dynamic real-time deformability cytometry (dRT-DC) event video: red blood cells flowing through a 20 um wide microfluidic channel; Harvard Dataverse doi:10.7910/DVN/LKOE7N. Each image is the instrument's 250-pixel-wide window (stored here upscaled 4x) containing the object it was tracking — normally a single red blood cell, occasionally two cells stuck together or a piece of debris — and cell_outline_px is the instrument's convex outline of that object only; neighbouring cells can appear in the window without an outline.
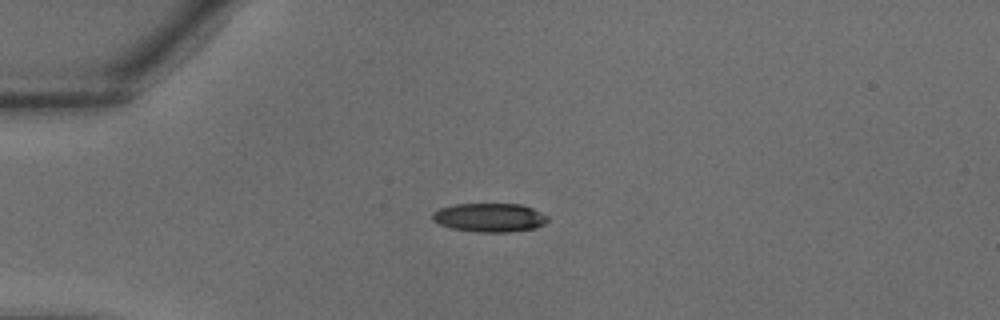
{"species": "common noctule bat (a hibernating species)", "species_latin": "Nyctalus noctula", "temperature_condition": "warm", "stored_images_in_passage": 29, "camera_frame_rate_fps": 3000, "um_per_image_px": 0.085, "animal": {"sex": "male", "body_mass_g": 18.8}, "frame": {"image": 1, "passage_image": 1, "time_ms": 0.0, "image_size_px": [1000, 320], "cell_outline_px": [[548, 220], [544, 224], [536, 228], [508, 232], [480, 232], [452, 228], [440, 224], [432, 220], [432, 212], [440, 208], [456, 204], [520, 204], [532, 208], [548, 216]], "centroid_in_image_um": [41.62, 18.49], "position_along_channel_um": 43.4, "area_um2": 19.25}}
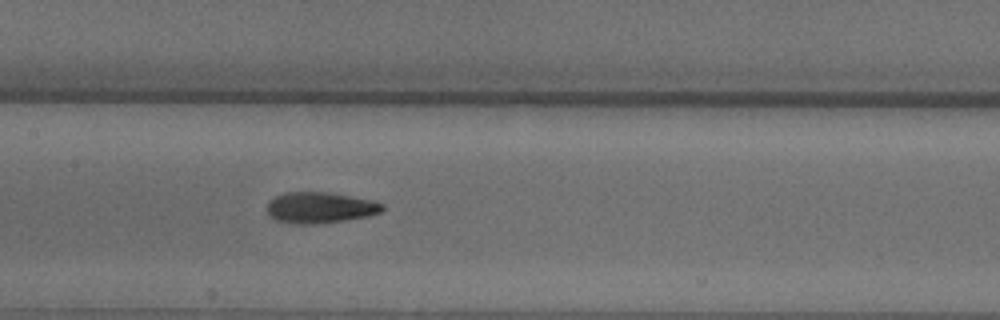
{"frame": {"image": 2, "passage_image": 10, "time_ms": 3.0, "image_size_px": [1000, 320], "cell_outline_px": [[384, 208], [380, 212], [368, 216], [344, 220], [316, 224], [300, 224], [276, 220], [268, 212], [268, 200], [284, 192], [332, 192], [372, 200], [384, 204]], "centroid_in_image_um": [27.22, 17.63], "position_along_channel_um": 180.2, "area_um2": 20.81}}
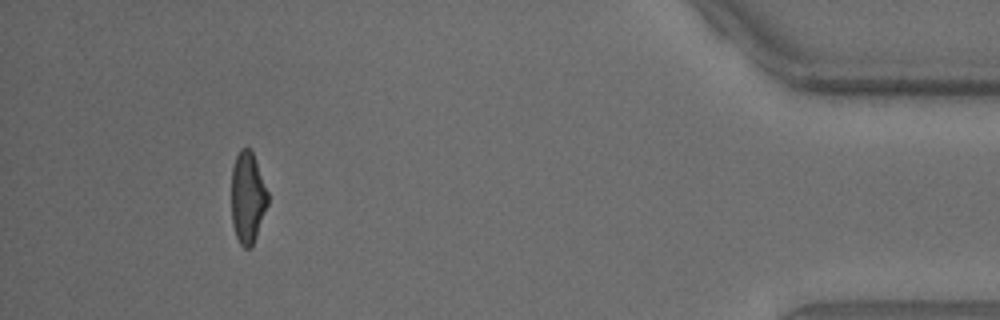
{"frame": {"image": 3, "passage_image": 26, "time_ms": 8.333, "image_size_px": [1000, 320], "cell_outline_px": [[268, 204], [252, 248], [244, 248], [240, 244], [236, 236], [232, 224], [232, 168], [236, 156], [240, 148], [248, 148], [252, 152], [268, 192]], "centroid_in_image_um": [21.05, 16.82], "position_along_channel_um": 414.2, "area_um2": 19.31}}